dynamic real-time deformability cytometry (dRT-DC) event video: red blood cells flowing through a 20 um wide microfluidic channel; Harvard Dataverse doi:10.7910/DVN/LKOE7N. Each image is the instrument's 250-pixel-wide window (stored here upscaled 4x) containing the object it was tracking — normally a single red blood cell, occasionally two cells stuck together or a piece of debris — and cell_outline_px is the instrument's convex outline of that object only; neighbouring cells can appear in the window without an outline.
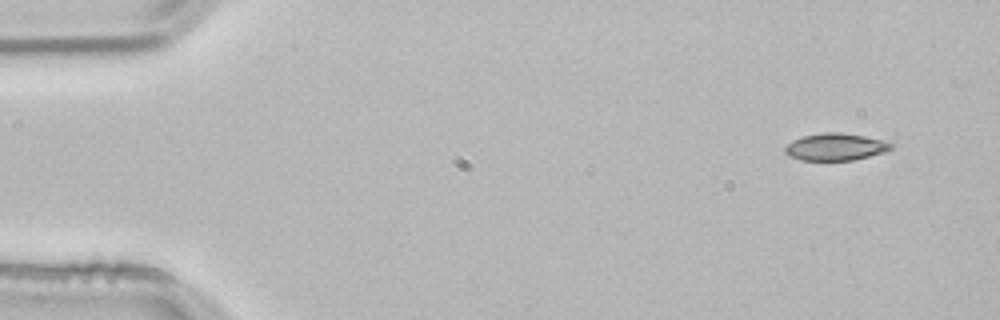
{"species": "common noctule bat (a hibernating species)", "species_latin": "Nyctalus noctula", "temperature_condition": "room temperature", "stored_images_in_passage": 3, "camera_frame_rate_fps": 3000, "um_per_image_px": 0.085, "animal": {"sex": "male", "body_mass_g": 21.5, "forearm_length_mm": 52.0}, "frame": {"image": 1, "passage_image": 1, "time_ms": 0.0, "image_size_px": [1000, 320], "cell_outline_px": [[896, 144], [892, 148], [884, 152], [852, 160], [800, 160], [788, 156], [784, 152], [784, 148], [792, 140], [804, 136], [824, 132], [840, 132], [864, 136], [884, 140]], "centroid_in_image_um": [71.02, 12.48], "position_along_channel_um": 14.0, "area_um2": 16.82}}